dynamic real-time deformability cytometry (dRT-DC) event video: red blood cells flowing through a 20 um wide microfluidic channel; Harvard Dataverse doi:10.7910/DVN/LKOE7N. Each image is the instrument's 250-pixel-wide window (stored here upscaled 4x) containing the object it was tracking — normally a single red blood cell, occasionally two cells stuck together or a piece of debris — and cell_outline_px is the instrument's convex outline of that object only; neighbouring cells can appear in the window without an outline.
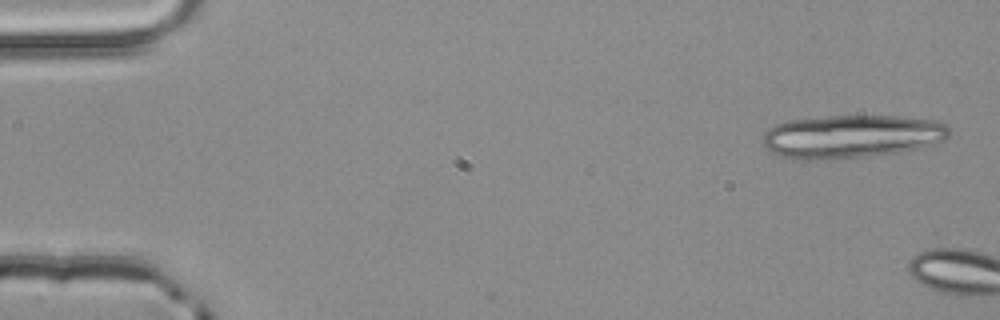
{"species": "common noctule bat (a hibernating species)", "species_latin": "Nyctalus noctula", "temperature_condition": "room temperature", "stored_images_in_passage": 2, "camera_frame_rate_fps": 3000, "um_per_image_px": 0.085, "animal": {"sex": "male", "body_mass_g": 20.4}, "frame": {"image": 1, "passage_image": 1, "time_ms": 0.0, "image_size_px": [1000, 320], "cell_outline_px": [[948, 136], [944, 140], [920, 148], [896, 152], [864, 156], [828, 160], [808, 160], [780, 156], [772, 152], [764, 144], [764, 132], [768, 128], [776, 124], [788, 120], [828, 116], [896, 116], [936, 120], [944, 124], [948, 128]], "centroid_in_image_um": [72.36, 11.59], "position_along_channel_um": 12.6, "area_um2": 46.7}}